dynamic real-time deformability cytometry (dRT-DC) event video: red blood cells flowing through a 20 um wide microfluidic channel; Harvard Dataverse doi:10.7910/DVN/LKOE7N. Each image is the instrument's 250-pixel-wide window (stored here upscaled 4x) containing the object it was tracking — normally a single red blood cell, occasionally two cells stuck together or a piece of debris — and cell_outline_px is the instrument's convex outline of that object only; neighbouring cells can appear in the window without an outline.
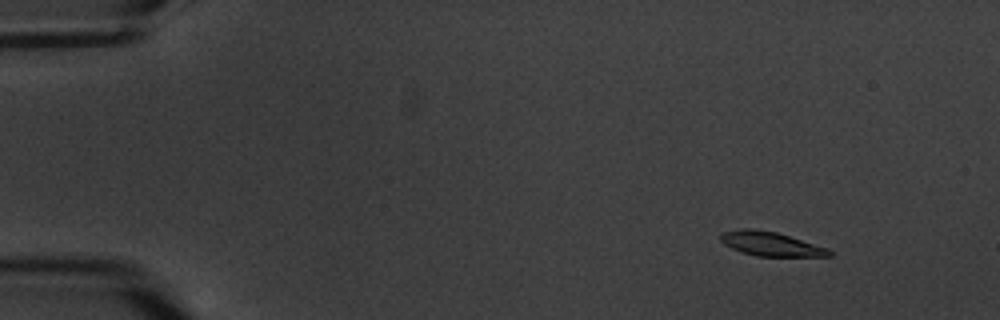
{"species": "common noctule bat (a hibernating species)", "species_latin": "Nyctalus noctula", "temperature_condition": "warm", "stored_images_in_passage": 6, "camera_frame_rate_fps": 3000, "um_per_image_px": 0.085, "animal": {"sex": "male", "body_mass_g": 20.1, "forearm_length_mm": 53.5}, "frame": {"image": 1, "passage_image": 2, "time_ms": 2.0, "image_size_px": [1000, 320], "cell_outline_px": [[832, 256], [756, 256], [740, 252], [724, 244], [720, 240], [720, 236], [724, 232], [740, 228], [752, 228], [776, 232], [828, 248], [832, 252]], "centroid_in_image_um": [65.49, 20.73], "position_along_channel_um": 19.5, "area_um2": 15.2}}